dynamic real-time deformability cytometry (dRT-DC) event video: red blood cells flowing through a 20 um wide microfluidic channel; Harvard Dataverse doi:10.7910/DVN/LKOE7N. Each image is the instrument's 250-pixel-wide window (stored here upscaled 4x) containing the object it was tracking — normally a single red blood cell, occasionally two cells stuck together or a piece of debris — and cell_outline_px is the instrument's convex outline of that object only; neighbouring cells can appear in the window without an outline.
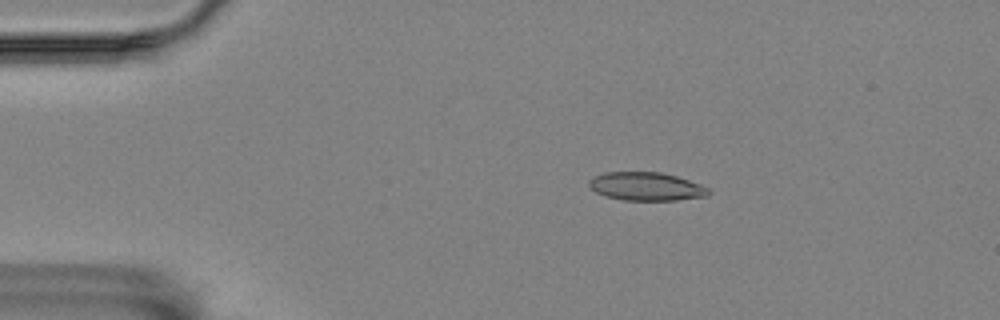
{"species": "Egyptian fruit bat (a non-hibernating species)", "species_latin": "Rousettus aegyptiacus", "temperature_condition": "room temperature", "stored_images_in_passage": 9, "camera_frame_rate_fps": 3000, "um_per_image_px": 0.085, "animal": {"sex": "female"}, "frame": {"image": 1, "passage_image": 2, "time_ms": 1.0, "image_size_px": [1000, 320], "cell_outline_px": [[712, 192], [708, 196], [676, 200], [624, 200], [604, 196], [596, 192], [588, 184], [588, 180], [592, 176], [604, 172], [660, 172], [676, 176], [700, 184], [708, 188]], "centroid_in_image_um": [54.91, 15.84], "position_along_channel_um": 30.1, "area_um2": 19.83}}
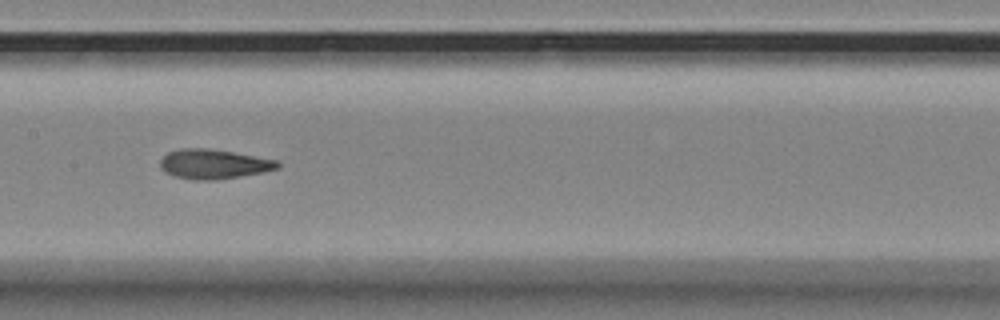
{"frame": {"image": 2, "passage_image": 7, "time_ms": 7.0, "image_size_px": [1000, 320], "cell_outline_px": [[280, 168], [264, 172], [216, 180], [192, 180], [176, 176], [160, 168], [160, 160], [168, 152], [180, 148], [208, 148], [232, 152], [276, 160], [280, 164]], "centroid_in_image_um": [18.16, 13.94], "position_along_channel_um": 189.2, "area_um2": 20.11}}
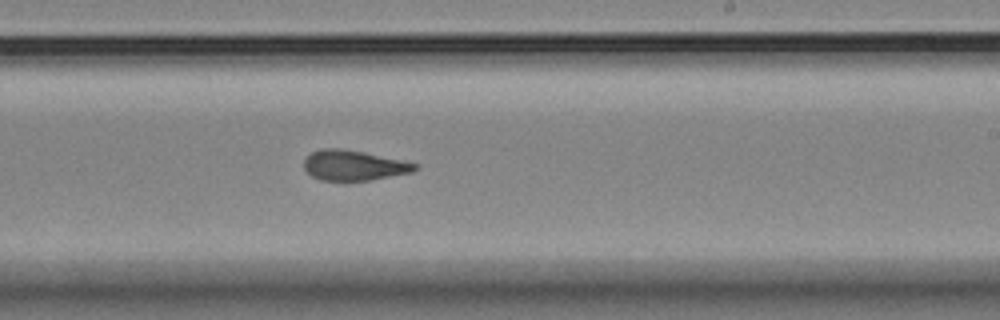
{"frame": {"image": 3, "passage_image": 9, "time_ms": 9.0, "image_size_px": [1000, 320], "cell_outline_px": [[420, 168], [412, 172], [372, 180], [344, 184], [320, 180], [312, 176], [304, 168], [304, 160], [312, 152], [320, 148], [340, 148], [364, 152], [420, 164]], "centroid_in_image_um": [30.07, 14.1], "position_along_channel_um": 258.9, "area_um2": 20.29}}